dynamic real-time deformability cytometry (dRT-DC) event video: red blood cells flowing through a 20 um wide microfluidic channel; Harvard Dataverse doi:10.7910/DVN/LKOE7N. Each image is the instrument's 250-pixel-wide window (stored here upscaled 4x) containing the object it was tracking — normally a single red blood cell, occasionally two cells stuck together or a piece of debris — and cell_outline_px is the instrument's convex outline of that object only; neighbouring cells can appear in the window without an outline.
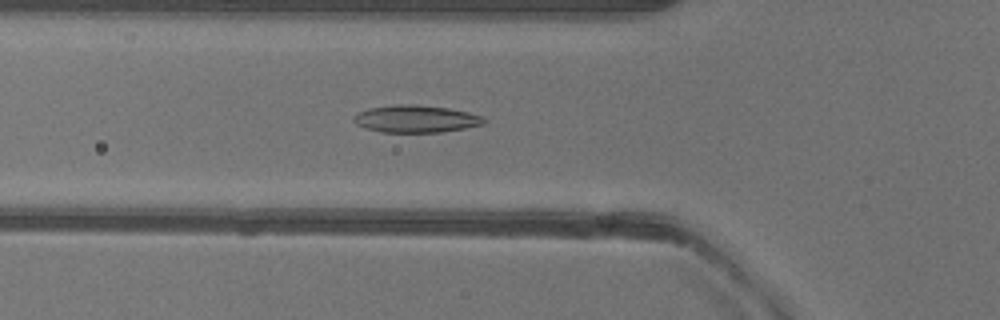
{"species": "common noctule bat (a hibernating species)", "species_latin": "Nyctalus noctula", "temperature_condition": "warm", "stored_images_in_passage": 52, "camera_frame_rate_fps": 3000, "um_per_image_px": 0.085, "animal": {"sex": "female"}, "frame": {"image": 1, "passage_image": 18, "time_ms": 5.667, "image_size_px": [1000, 320], "cell_outline_px": [[488, 120], [484, 124], [464, 128], [440, 132], [380, 132], [364, 128], [356, 124], [352, 120], [360, 112], [368, 108], [396, 104], [416, 104], [448, 108], [468, 112], [480, 116]], "centroid_in_image_um": [35.34, 10.1], "position_along_channel_um": 90.5, "area_um2": 20.69}}
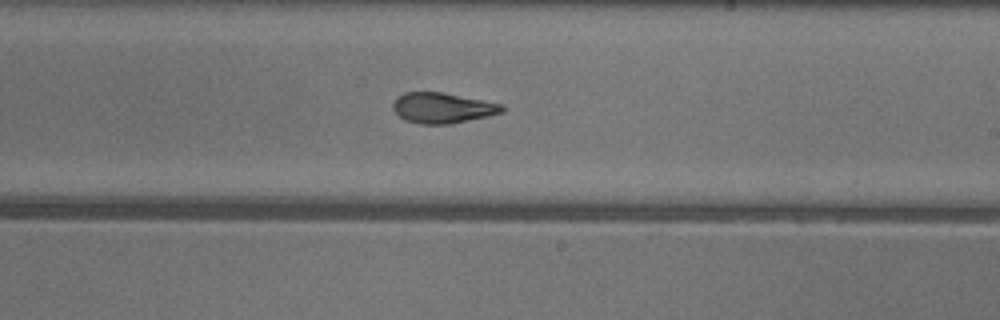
{"frame": {"image": 2, "passage_image": 30, "time_ms": 9.667, "image_size_px": [1000, 320], "cell_outline_px": [[504, 112], [488, 116], [452, 124], [420, 124], [404, 120], [392, 108], [392, 104], [396, 96], [404, 92], [440, 92], [504, 104]], "centroid_in_image_um": [37.6, 9.17], "position_along_channel_um": 251.4, "area_um2": 19.48}}
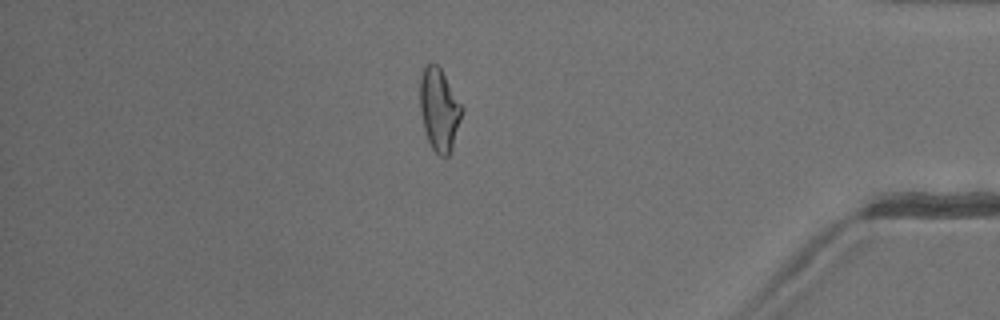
{"frame": {"image": 3, "passage_image": 44, "time_ms": 14.333, "image_size_px": [1000, 320], "cell_outline_px": [[464, 112], [452, 148], [448, 156], [440, 156], [432, 148], [428, 140], [424, 128], [420, 112], [420, 76], [424, 68], [428, 64], [436, 64], [440, 68], [464, 108]], "centroid_in_image_um": [37.35, 9.33], "position_along_channel_um": 397.9, "area_um2": 20.11}, "authors_computed_cell_mechanics": {"area_um2": 20.1722, "velocity_mm_per_s": 4.015, "shape_relaxation_time_tau1_ms": 8.5727, "shape_relaxation_time_tau2_ms": 2.2485, "deformation_change_tau1": 0.2534, "deformation_change_tau2": 0.1091}}